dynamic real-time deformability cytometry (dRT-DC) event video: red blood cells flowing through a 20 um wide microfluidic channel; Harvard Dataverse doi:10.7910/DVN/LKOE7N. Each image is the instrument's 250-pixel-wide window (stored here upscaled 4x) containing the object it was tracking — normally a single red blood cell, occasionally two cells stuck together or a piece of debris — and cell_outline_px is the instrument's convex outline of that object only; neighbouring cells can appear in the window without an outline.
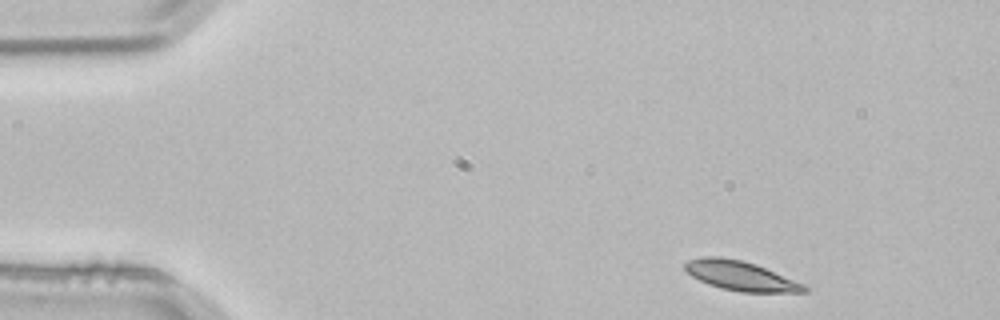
{"species": "common noctule bat (a hibernating species)", "species_latin": "Nyctalus noctula", "temperature_condition": "room temperature", "stored_images_in_passage": 3, "camera_frame_rate_fps": 3000, "um_per_image_px": 0.085, "animal": {"sex": "male", "body_mass_g": 21.5, "forearm_length_mm": 52.0}, "frame": {"image": 1, "passage_image": 1, "time_ms": 0.0, "image_size_px": [1000, 320], "cell_outline_px": [[808, 292], [740, 292], [720, 288], [708, 284], [692, 276], [684, 268], [684, 264], [688, 260], [700, 256], [720, 256], [744, 260], [756, 264], [804, 284], [808, 288]], "centroid_in_image_um": [62.93, 23.43], "position_along_channel_um": 22.1, "area_um2": 20.58}}
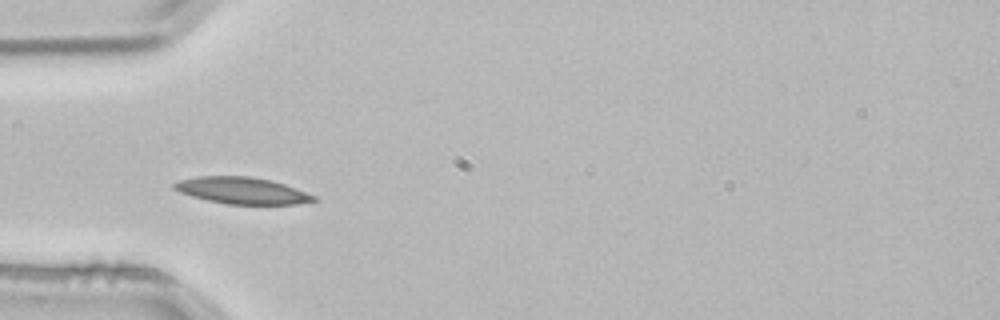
{"frame": {"image": 2, "passage_image": 3, "time_ms": 0.667, "image_size_px": [1000, 320], "cell_outline_px": [[320, 200], [296, 204], [228, 204], [208, 200], [192, 196], [180, 192], [172, 188], [172, 184], [176, 180], [196, 176], [248, 176], [268, 180], [284, 184], [296, 188], [316, 196]], "centroid_in_image_um": [20.55, 16.19], "position_along_channel_um": 64.5, "area_um2": 21.68}}